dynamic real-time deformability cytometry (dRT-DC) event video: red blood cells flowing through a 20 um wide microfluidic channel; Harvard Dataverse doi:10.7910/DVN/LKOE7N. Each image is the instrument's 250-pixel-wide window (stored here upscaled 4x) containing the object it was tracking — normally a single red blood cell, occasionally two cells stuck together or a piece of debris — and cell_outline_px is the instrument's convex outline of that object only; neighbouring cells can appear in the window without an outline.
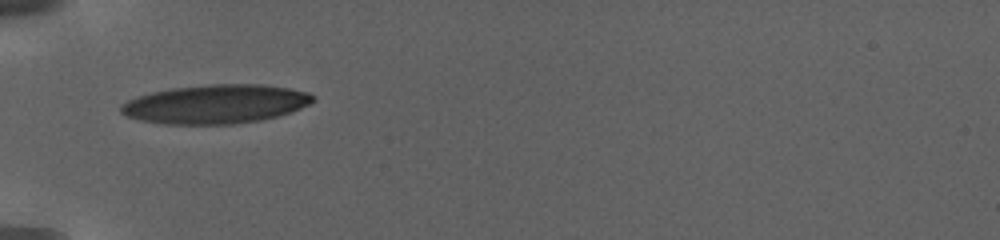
{"species": "human", "species_latin": "Homo sapiens", "temperature_condition": "warm", "stored_images_in_passage": 8, "camera_frame_rate_fps": 3000, "um_per_image_px": 0.085, "donor": {"sex": "female"}, "frame": {"image": 1, "passage_image": 1, "time_ms": 0.0, "image_size_px": [1000, 240], "cell_outline_px": [[316, 100], [300, 108], [276, 116], [260, 120], [232, 124], [164, 124], [140, 120], [128, 116], [120, 112], [120, 104], [136, 96], [152, 92], [172, 88], [212, 84], [264, 84], [288, 88], [308, 92]], "centroid_in_image_um": [18.3, 8.84], "position_along_channel_um": 66.7, "area_um2": 43.35}}
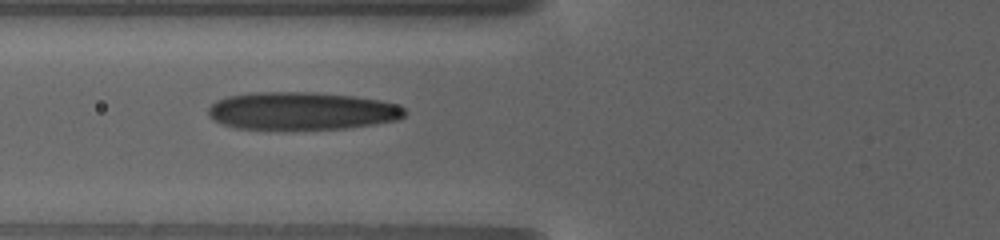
{"frame": {"image": 2, "passage_image": 7, "time_ms": 1.333, "image_size_px": [1000, 240], "cell_outline_px": [[404, 116], [400, 120], [376, 124], [344, 128], [288, 132], [284, 132], [236, 128], [224, 124], [216, 120], [208, 112], [208, 108], [216, 100], [228, 96], [256, 92], [316, 92], [352, 96], [380, 100], [396, 104], [404, 108]], "centroid_in_image_um": [25.65, 9.47], "position_along_channel_um": 100.2, "area_um2": 44.27}}